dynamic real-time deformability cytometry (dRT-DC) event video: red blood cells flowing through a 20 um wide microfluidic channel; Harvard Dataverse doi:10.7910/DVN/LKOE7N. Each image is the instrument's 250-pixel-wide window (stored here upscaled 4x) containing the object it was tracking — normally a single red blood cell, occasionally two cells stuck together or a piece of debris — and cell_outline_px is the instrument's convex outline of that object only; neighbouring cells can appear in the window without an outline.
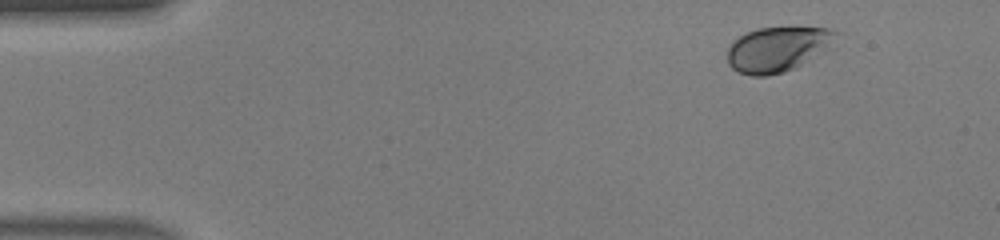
{"species": "human", "species_latin": "Homo sapiens", "temperature_condition": "warm", "stored_images_in_passage": 42, "camera_frame_rate_fps": 3000, "um_per_image_px": 0.085, "donor": {"sex": "male"}, "frame": {"image": 1, "passage_image": 1, "time_ms": 0.0, "image_size_px": [1000, 240], "cell_outline_px": [[840, 32], [836, 48], [796, 68], [784, 72], [764, 76], [752, 76], [740, 72], [732, 68], [728, 64], [728, 48], [732, 40], [748, 32], [760, 28], [828, 28]], "centroid_in_image_um": [66.23, 4.19], "position_along_channel_um": 18.8, "area_um2": 29.25}}
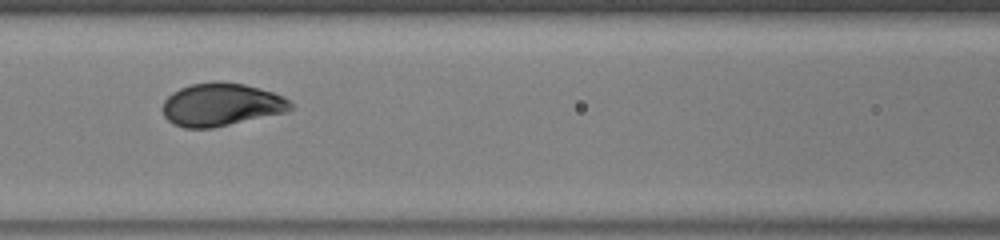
{"frame": {"image": 2, "passage_image": 17, "time_ms": 5.333, "image_size_px": [1000, 240], "cell_outline_px": [[296, 108], [284, 112], [212, 128], [184, 128], [172, 124], [164, 116], [160, 108], [164, 100], [172, 92], [180, 88], [192, 84], [212, 80], [220, 80], [244, 84], [260, 88], [284, 96]], "centroid_in_image_um": [18.77, 8.88], "position_along_channel_um": 147.8, "area_um2": 32.31}}
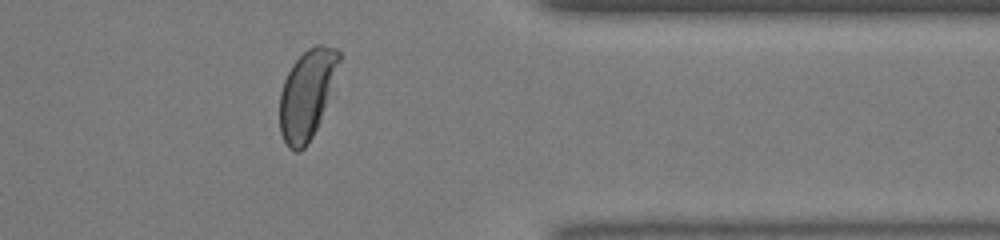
{"frame": {"image": 3, "passage_image": 34, "time_ms": 11.0, "image_size_px": [1000, 240], "cell_outline_px": [[340, 60], [320, 120], [308, 144], [300, 152], [296, 152], [288, 148], [280, 132], [280, 92], [284, 80], [292, 64], [308, 48], [316, 44], [320, 44], [336, 48], [340, 52]], "centroid_in_image_um": [26.06, 8.01], "position_along_channel_um": 385.3, "area_um2": 30.35}, "authors_computed_cell_mechanics": {"area_um2": 32.1657, "velocity_mm_per_s": 4.4188, "shape_relaxation_time_tau1_ms": 2.4286, "shape_relaxation_time_tau2_ms": null, "deformation_change_tau1": 0.1483, "deformation_change_tau2": null}}